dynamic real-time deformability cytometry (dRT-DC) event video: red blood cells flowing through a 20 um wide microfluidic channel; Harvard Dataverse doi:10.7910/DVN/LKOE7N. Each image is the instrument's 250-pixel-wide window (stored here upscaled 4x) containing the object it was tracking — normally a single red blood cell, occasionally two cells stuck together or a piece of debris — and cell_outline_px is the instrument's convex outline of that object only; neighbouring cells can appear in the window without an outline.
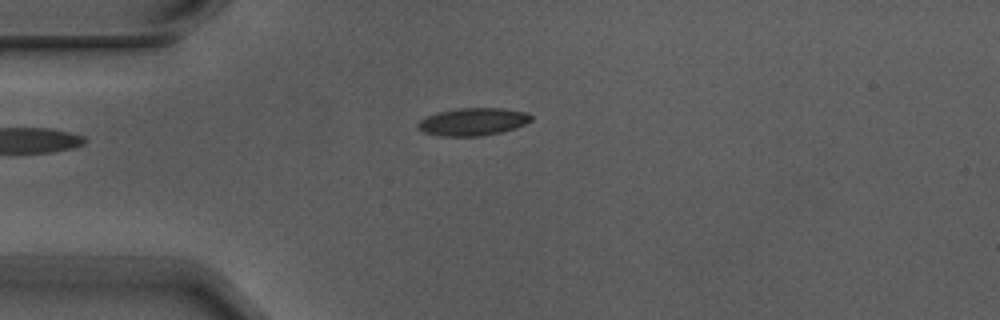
{"species": "Egyptian fruit bat (a non-hibernating species)", "species_latin": "Rousettus aegyptiacus", "temperature_condition": "warm", "stored_images_in_passage": 7, "camera_frame_rate_fps": 3000, "um_per_image_px": 0.085, "animal": {"sex": "male"}, "frame": {"image": 1, "passage_image": 3, "time_ms": 0.667, "image_size_px": [1000, 320], "cell_outline_px": [[532, 120], [516, 128], [500, 132], [480, 136], [440, 136], [424, 132], [416, 128], [416, 124], [420, 120], [428, 116], [440, 112], [460, 108], [500, 108], [524, 112], [532, 116]], "centroid_in_image_um": [40.18, 10.35], "position_along_channel_um": 44.8, "area_um2": 18.03}}
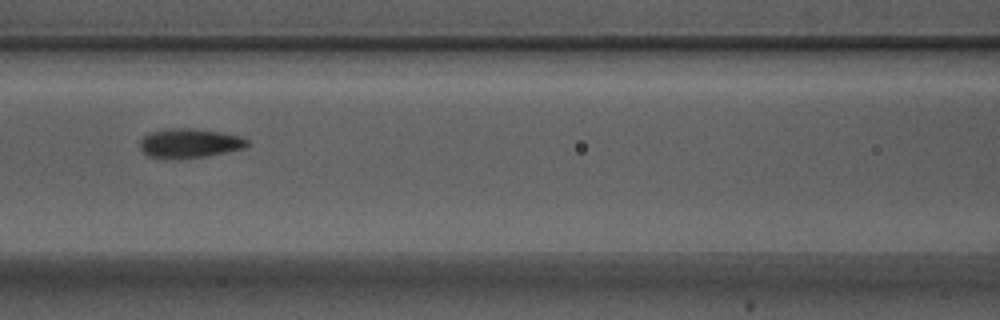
{"frame": {"image": 2, "passage_image": 6, "time_ms": 1.667, "image_size_px": [1000, 320], "cell_outline_px": [[248, 144], [244, 148], [208, 156], [148, 156], [140, 148], [140, 140], [148, 132], [172, 128], [192, 128], [220, 132], [240, 136], [248, 140]], "centroid_in_image_um": [16.13, 12.13], "position_along_channel_um": 150.5, "area_um2": 17.63}}
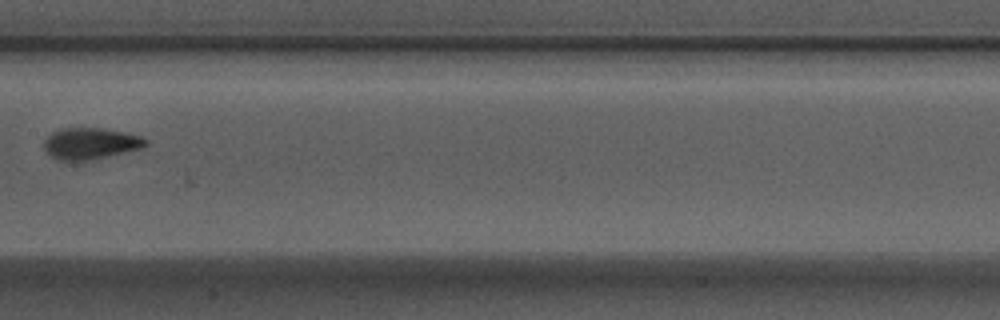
{"frame": {"image": 3, "passage_image": 7, "time_ms": 2.0, "image_size_px": [1000, 320], "cell_outline_px": [[148, 144], [144, 148], [108, 156], [88, 160], [60, 160], [52, 156], [44, 148], [44, 140], [52, 132], [60, 128], [104, 128], [128, 132], [140, 136], [148, 140]], "centroid_in_image_um": [7.74, 12.18], "position_along_channel_um": 199.7, "area_um2": 18.67}}